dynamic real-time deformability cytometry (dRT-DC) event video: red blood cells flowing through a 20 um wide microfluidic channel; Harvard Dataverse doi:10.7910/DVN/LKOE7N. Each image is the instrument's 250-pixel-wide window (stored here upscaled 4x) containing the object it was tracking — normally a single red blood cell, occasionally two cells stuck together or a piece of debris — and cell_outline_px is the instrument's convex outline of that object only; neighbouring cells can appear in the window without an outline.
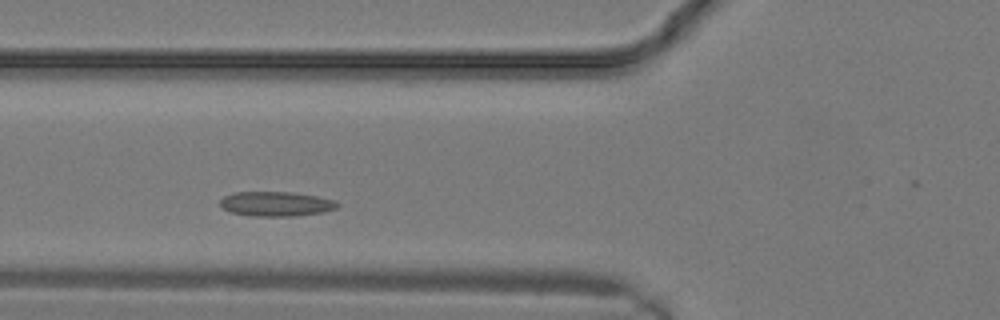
{"species": "common noctule bat (a hibernating species)", "species_latin": "Nyctalus noctula", "temperature_condition": "warm", "stored_images_in_passage": 8, "camera_frame_rate_fps": 3000, "um_per_image_px": 0.085, "animal": {"sex": "male", "body_mass_g": 19.2, "forearm_length_mm": 51.8}, "frame": {"image": 1, "passage_image": 4, "time_ms": 1.0, "image_size_px": [1000, 320], "cell_outline_px": [[340, 204], [336, 208], [324, 212], [296, 216], [252, 216], [232, 212], [224, 208], [220, 204], [220, 200], [224, 196], [236, 192], [292, 192], [316, 196], [336, 200]], "centroid_in_image_um": [23.5, 17.33], "position_along_channel_um": 102.3, "area_um2": 16.82}}
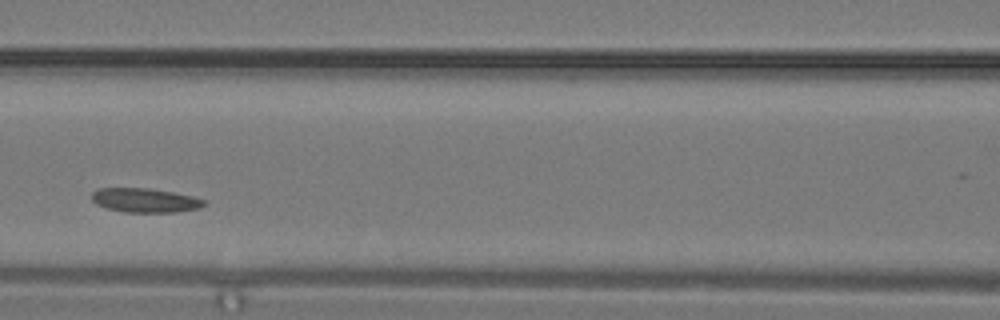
{"frame": {"image": 2, "passage_image": 6, "time_ms": 1.667, "image_size_px": [1000, 320], "cell_outline_px": [[208, 204], [200, 208], [176, 212], [124, 212], [108, 208], [96, 204], [92, 200], [92, 192], [96, 188], [148, 188], [172, 192], [192, 196], [208, 200]], "centroid_in_image_um": [12.37, 17.02], "position_along_channel_um": 154.2, "area_um2": 15.95}}